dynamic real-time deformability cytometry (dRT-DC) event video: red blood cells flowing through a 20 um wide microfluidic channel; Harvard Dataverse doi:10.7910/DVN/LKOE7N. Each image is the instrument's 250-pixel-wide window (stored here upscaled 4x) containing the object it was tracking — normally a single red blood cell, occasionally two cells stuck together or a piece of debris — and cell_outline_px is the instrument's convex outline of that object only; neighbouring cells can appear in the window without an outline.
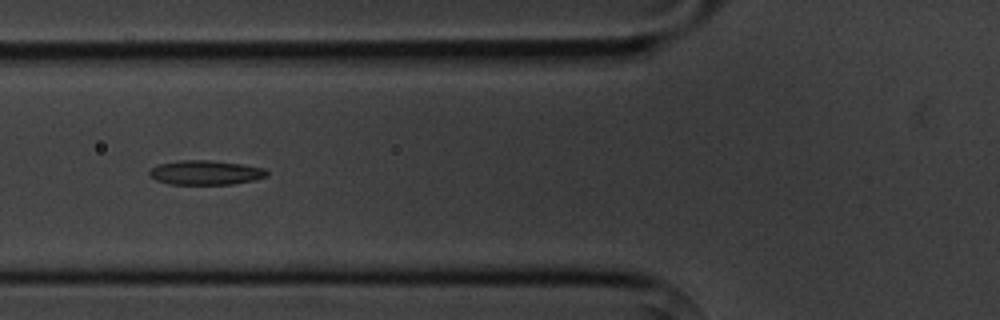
{"species": "common noctule bat (a hibernating species)", "species_latin": "Nyctalus noctula", "temperature_condition": "cold", "stored_images_in_passage": 7, "camera_frame_rate_fps": 3000, "um_per_image_px": 0.085, "animal": {"sex": "male", "body_mass_g": 20.1, "forearm_length_mm": 53.5}, "frame": {"image": 1, "passage_image": 6, "time_ms": 6.0, "image_size_px": [1000, 320], "cell_outline_px": [[268, 176], [252, 180], [232, 184], [168, 184], [156, 180], [148, 176], [148, 172], [156, 164], [180, 160], [212, 160], [244, 164], [264, 168], [268, 172]], "centroid_in_image_um": [17.44, 14.66], "position_along_channel_um": 108.4, "area_um2": 16.88}}
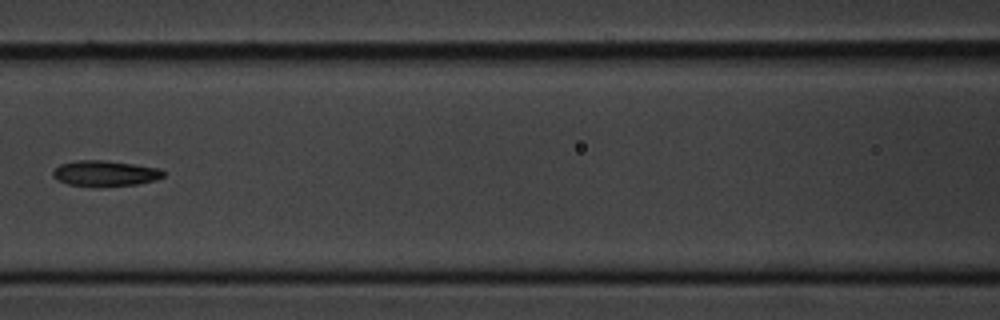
{"frame": {"image": 2, "passage_image": 7, "time_ms": 7.333, "image_size_px": [1000, 320], "cell_outline_px": [[164, 176], [156, 180], [136, 184], [100, 188], [68, 184], [56, 180], [52, 176], [52, 172], [60, 164], [76, 160], [104, 160], [160, 168], [164, 172]], "centroid_in_image_um": [8.91, 14.75], "position_along_channel_um": 157.7, "area_um2": 16.82}}